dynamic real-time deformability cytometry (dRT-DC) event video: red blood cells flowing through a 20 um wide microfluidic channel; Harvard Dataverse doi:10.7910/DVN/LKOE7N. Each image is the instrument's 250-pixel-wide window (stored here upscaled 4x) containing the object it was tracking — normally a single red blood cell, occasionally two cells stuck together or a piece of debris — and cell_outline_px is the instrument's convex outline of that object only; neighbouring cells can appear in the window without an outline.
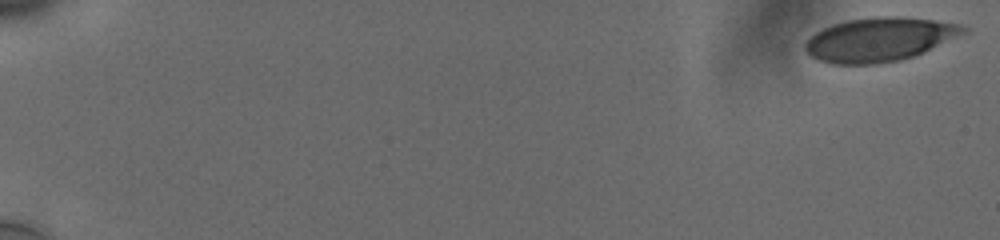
{"species": "human", "species_latin": "Homo sapiens", "temperature_condition": "cold", "stored_images_in_passage": 57, "camera_frame_rate_fps": 3000, "um_per_image_px": 0.085, "donor": {"sex": "male"}, "frame": {"image": 1, "passage_image": 1, "time_ms": 0.0, "image_size_px": [1000, 240], "cell_outline_px": [[968, 32], [924, 52], [900, 60], [876, 64], [832, 64], [820, 60], [812, 56], [804, 48], [804, 44], [816, 32], [832, 24], [848, 20], [876, 16], [896, 16], [932, 20], [956, 24], [968, 28]], "centroid_in_image_um": [74.75, 3.35], "position_along_channel_um": 10.2, "area_um2": 40.11}}
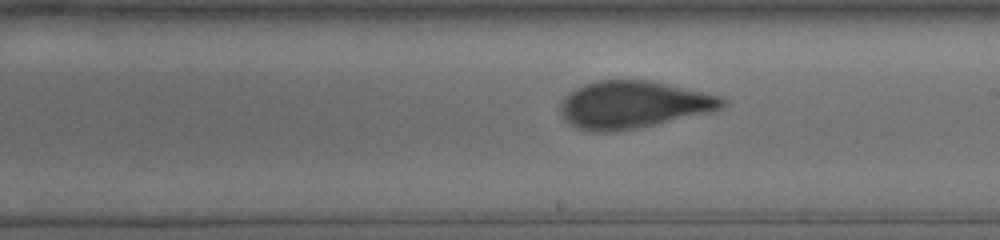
{"frame": {"image": 2, "passage_image": 35, "time_ms": 11.333, "image_size_px": [1000, 240], "cell_outline_px": [[728, 104], [712, 112], [656, 124], [616, 132], [596, 132], [580, 128], [564, 120], [560, 112], [560, 104], [564, 96], [568, 92], [584, 84], [600, 80], [644, 80], [704, 92], [720, 96], [728, 100]], "centroid_in_image_um": [53.82, 8.9], "position_along_channel_um": 235.2, "area_um2": 44.51}}
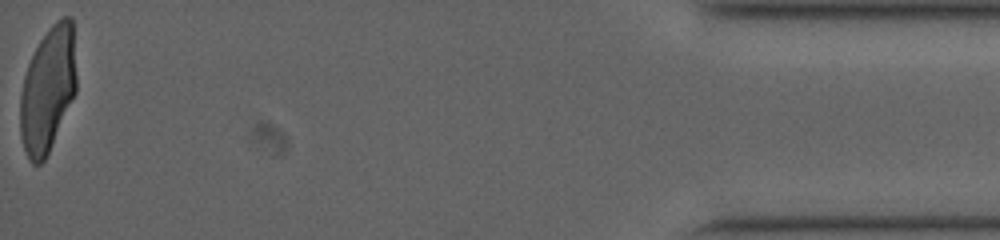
{"frame": {"image": 3, "passage_image": 57, "time_ms": 18.667, "image_size_px": [1000, 240], "cell_outline_px": [[76, 92], [48, 152], [44, 160], [40, 164], [32, 164], [28, 160], [20, 136], [20, 96], [24, 76], [28, 64], [40, 40], [48, 28], [56, 20], [64, 16], [72, 16], [76, 76]], "centroid_in_image_um": [4.06, 7.6], "position_along_channel_um": 431.1, "area_um2": 40.92}, "authors_computed_cell_mechanics": {"area_um2": 42.8298, "velocity_mm_per_s": 3.7558, "shape_relaxation_time_tau1_ms": 7.2454, "shape_relaxation_time_tau2_ms": 0.7902, "deformation_change_tau1": 0.2136, "deformation_change_tau2": 0.0752}}